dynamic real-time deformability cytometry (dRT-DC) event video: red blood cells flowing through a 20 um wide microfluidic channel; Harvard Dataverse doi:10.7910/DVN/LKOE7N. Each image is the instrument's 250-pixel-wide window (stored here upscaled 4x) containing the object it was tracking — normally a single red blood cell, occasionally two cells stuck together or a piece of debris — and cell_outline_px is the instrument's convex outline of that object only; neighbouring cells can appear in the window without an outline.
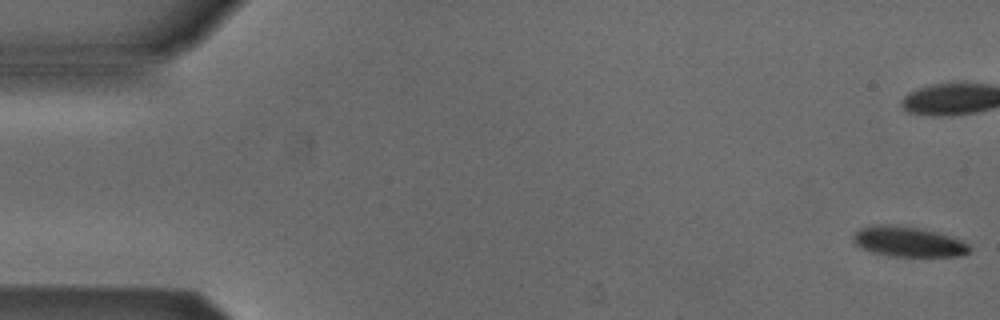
{"species": "Egyptian fruit bat (a non-hibernating species)", "species_latin": "Rousettus aegyptiacus", "temperature_condition": "cold", "stored_images_in_passage": 14, "camera_frame_rate_fps": 3000, "um_per_image_px": 0.085, "animal": {"sex": "male"}, "frame": {"image": 1, "passage_image": 1, "time_ms": 0.0, "image_size_px": [1000, 320], "cell_outline_px": [[972, 248], [968, 252], [956, 256], [888, 256], [872, 252], [856, 244], [852, 240], [852, 236], [860, 228], [872, 224], [884, 224], [916, 228], [936, 232], [952, 236], [968, 244]], "centroid_in_image_um": [77.18, 20.54], "position_along_channel_um": 7.8, "area_um2": 20.23}}